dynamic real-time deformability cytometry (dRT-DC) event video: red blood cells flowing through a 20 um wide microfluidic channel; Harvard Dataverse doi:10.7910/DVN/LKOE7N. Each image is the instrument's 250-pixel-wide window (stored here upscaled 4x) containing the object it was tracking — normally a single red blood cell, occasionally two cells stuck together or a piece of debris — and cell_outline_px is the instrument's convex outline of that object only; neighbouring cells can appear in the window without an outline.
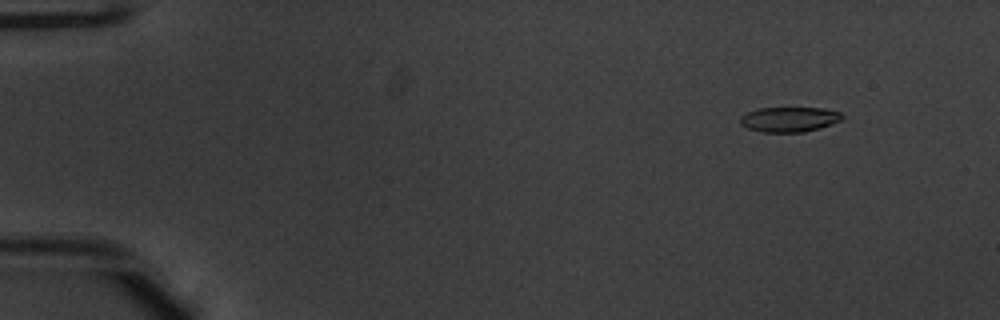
{"species": "common noctule bat (a hibernating species)", "species_latin": "Nyctalus noctula", "temperature_condition": "warm", "stored_images_in_passage": 52, "camera_frame_rate_fps": 3000, "um_per_image_px": 0.085, "animal": {"sex": "male", "body_mass_g": 20.1, "forearm_length_mm": 53.5}, "frame": {"image": 1, "passage_image": 6, "time_ms": 1.667, "image_size_px": [1000, 320], "cell_outline_px": [[844, 116], [840, 120], [832, 124], [820, 128], [804, 132], [764, 132], [748, 128], [740, 124], [740, 116], [748, 112], [760, 108], [824, 108], [840, 112]], "centroid_in_image_um": [67.1, 10.14], "position_along_channel_um": 17.9, "area_um2": 14.8}}
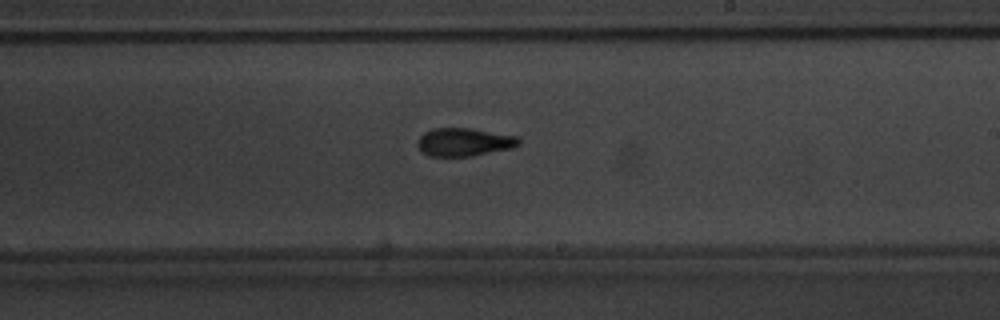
{"frame": {"image": 2, "passage_image": 32, "time_ms": 10.333, "image_size_px": [1000, 320], "cell_outline_px": [[520, 144], [512, 148], [472, 156], [428, 156], [420, 152], [416, 144], [416, 140], [424, 132], [432, 128], [472, 128], [520, 136]], "centroid_in_image_um": [39.43, 12.07], "position_along_channel_um": 249.6, "area_um2": 16.99}}
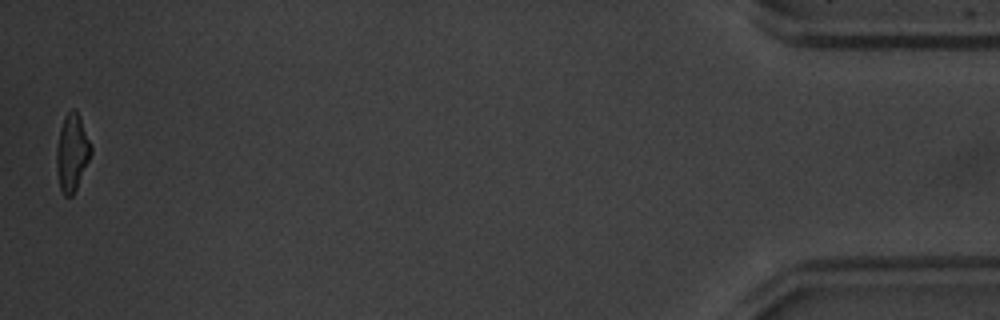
{"frame": {"image": 3, "passage_image": 52, "time_ms": 17.0, "image_size_px": [1000, 320], "cell_outline_px": [[92, 152], [76, 188], [72, 196], [64, 196], [60, 188], [56, 164], [56, 148], [60, 128], [64, 116], [72, 108], [76, 108], [80, 116], [92, 144]], "centroid_in_image_um": [6.13, 12.91], "position_along_channel_um": 429.1, "area_um2": 15.55}, "authors_computed_cell_mechanics": {"area_um2": 16.0395, "velocity_mm_per_s": 3.9738, "shape_relaxation_time_tau1_ms": 3.7673, "shape_relaxation_time_tau2_ms": 2.7224, "deformation_change_tau1": 0.1627, "deformation_change_tau2": 0.1145}}